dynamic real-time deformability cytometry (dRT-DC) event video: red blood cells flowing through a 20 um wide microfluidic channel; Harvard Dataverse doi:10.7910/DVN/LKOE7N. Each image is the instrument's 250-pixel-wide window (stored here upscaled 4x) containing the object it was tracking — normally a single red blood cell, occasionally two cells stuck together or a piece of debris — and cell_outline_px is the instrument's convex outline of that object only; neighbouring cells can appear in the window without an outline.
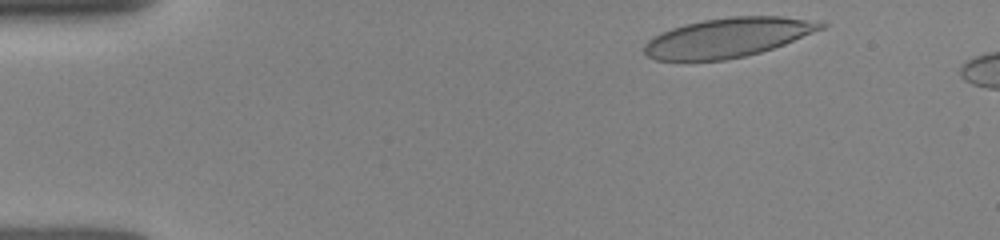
{"species": "human", "species_latin": "Homo sapiens", "temperature_condition": "room temperature", "stored_images_in_passage": 25, "camera_frame_rate_fps": 3000, "um_per_image_px": 0.085, "donor": {"sex": "female"}, "frame": {"image": 1, "passage_image": 1, "time_ms": 0.0, "image_size_px": [1000, 240], "cell_outline_px": [[828, 24], [824, 28], [784, 44], [760, 52], [744, 56], [724, 60], [656, 60], [648, 56], [644, 52], [644, 44], [652, 36], [660, 32], [684, 24], [704, 20], [732, 16], [780, 16], [820, 20]], "centroid_in_image_um": [61.88, 3.18], "position_along_channel_um": 23.1, "area_um2": 40.52}}
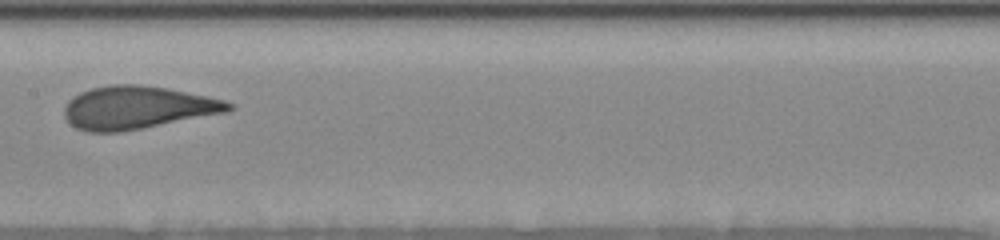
{"frame": {"image": 2, "passage_image": 11, "time_ms": 6.333, "image_size_px": [1000, 240], "cell_outline_px": [[236, 108], [228, 112], [120, 132], [88, 132], [76, 128], [64, 116], [64, 108], [68, 100], [72, 96], [80, 92], [92, 88], [112, 84], [140, 84], [168, 88], [224, 100], [236, 104]], "centroid_in_image_um": [11.69, 9.14], "position_along_channel_um": 195.7, "area_um2": 41.15}}
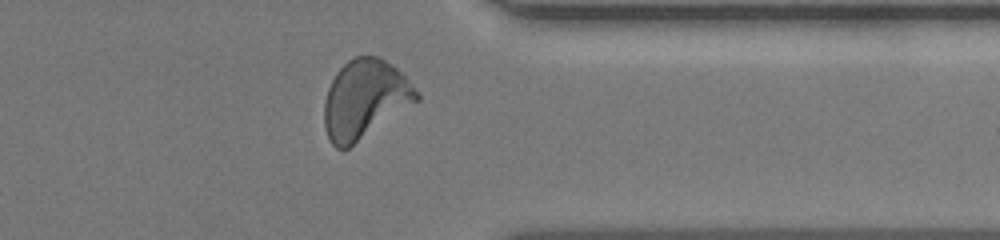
{"frame": {"image": 3, "passage_image": 21, "time_ms": 11.0, "image_size_px": [1000, 240], "cell_outline_px": [[420, 100], [348, 148], [336, 148], [332, 144], [324, 128], [324, 100], [328, 88], [336, 72], [348, 60], [356, 56], [380, 56], [392, 64], [408, 80], [420, 96]], "centroid_in_image_um": [31.0, 8.42], "position_along_channel_um": 380.4, "area_um2": 42.14}}